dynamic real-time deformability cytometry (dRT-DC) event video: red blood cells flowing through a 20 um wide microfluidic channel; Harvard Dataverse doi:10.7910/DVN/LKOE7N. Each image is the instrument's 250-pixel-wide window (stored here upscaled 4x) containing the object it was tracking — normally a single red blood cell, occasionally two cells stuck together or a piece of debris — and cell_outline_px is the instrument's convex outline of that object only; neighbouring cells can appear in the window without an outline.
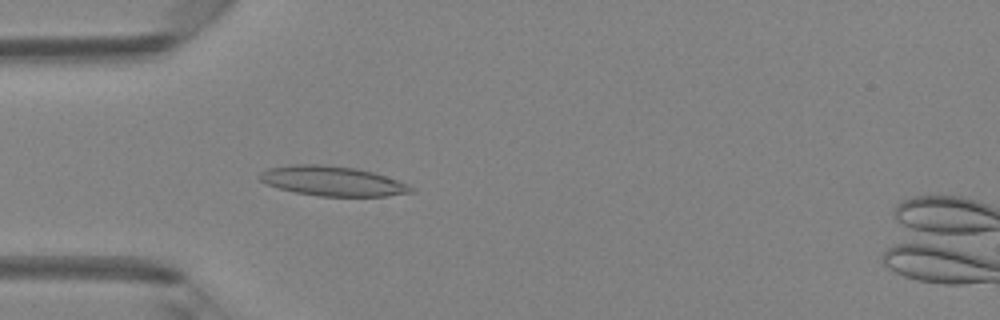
{"species": "Egyptian fruit bat (a non-hibernating species)", "species_latin": "Rousettus aegyptiacus", "temperature_condition": "room temperature", "stored_images_in_passage": 36, "camera_frame_rate_fps": 3000, "um_per_image_px": 0.085, "animal": {"sex": "female"}, "frame": {"image": 1, "passage_image": 2, "time_ms": 0.333, "image_size_px": [1000, 320], "cell_outline_px": [[416, 192], [388, 196], [320, 196], [296, 192], [280, 188], [268, 184], [260, 180], [256, 176], [260, 172], [268, 168], [292, 164], [320, 164], [356, 168], [372, 172], [408, 184], [416, 188]], "centroid_in_image_um": [28.27, 15.39], "position_along_channel_um": 56.7, "area_um2": 26.24}}
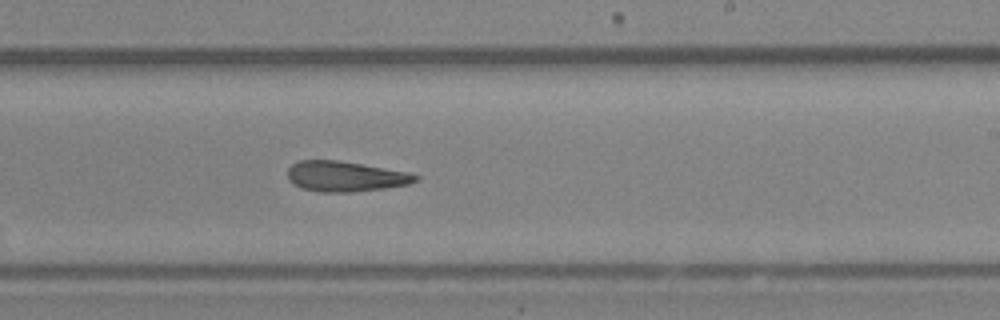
{"frame": {"image": 2, "passage_image": 17, "time_ms": 5.333, "image_size_px": [1000, 320], "cell_outline_px": [[420, 176], [416, 180], [408, 184], [384, 188], [352, 192], [320, 192], [300, 188], [292, 184], [288, 180], [288, 168], [292, 164], [300, 160], [336, 160], [408, 172]], "centroid_in_image_um": [29.3, 15.0], "position_along_channel_um": 259.7, "area_um2": 22.48}}
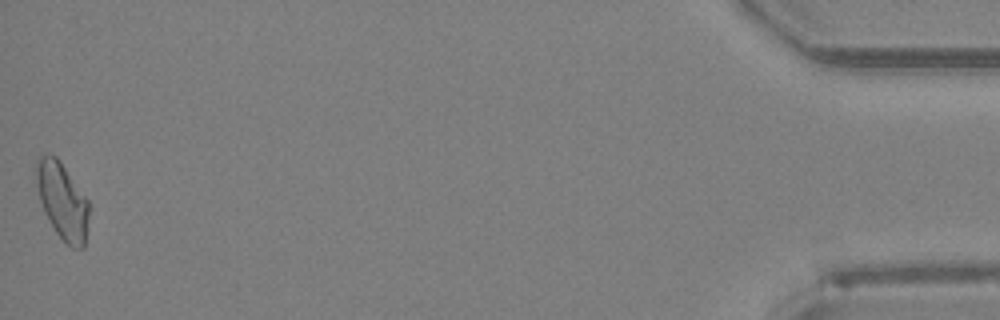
{"frame": {"image": 3, "passage_image": 36, "time_ms": 11.667, "image_size_px": [1000, 320], "cell_outline_px": [[88, 216], [84, 248], [72, 248], [56, 232], [44, 212], [40, 200], [36, 184], [36, 164], [40, 156], [48, 152], [56, 156], [60, 160], [88, 200]], "centroid_in_image_um": [5.28, 17.03], "position_along_channel_um": 429.9, "area_um2": 23.29}}